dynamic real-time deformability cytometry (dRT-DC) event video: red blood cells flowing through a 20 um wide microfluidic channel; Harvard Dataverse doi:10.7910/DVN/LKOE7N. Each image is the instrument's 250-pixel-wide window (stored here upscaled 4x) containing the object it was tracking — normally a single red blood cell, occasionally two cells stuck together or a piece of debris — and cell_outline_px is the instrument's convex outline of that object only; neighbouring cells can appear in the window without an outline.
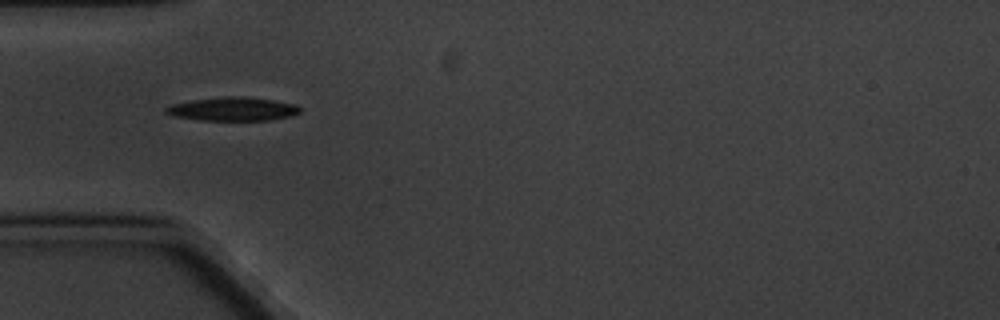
{"species": "common noctule bat (a hibernating species)", "species_latin": "Nyctalus noctula", "temperature_condition": "cold", "stored_images_in_passage": 2, "camera_frame_rate_fps": 3000, "um_per_image_px": 0.085, "animal": {"sex": "male", "body_mass_g": 20.1, "forearm_length_mm": 53.5}, "frame": {"image": 1, "passage_image": 1, "time_ms": 0.0, "image_size_px": [1000, 320], "cell_outline_px": [[300, 112], [288, 116], [268, 120], [200, 120], [176, 116], [164, 112], [164, 108], [172, 104], [192, 100], [228, 96], [240, 96], [276, 100], [296, 104], [300, 108]], "centroid_in_image_um": [19.79, 9.26], "position_along_channel_um": 65.2, "area_um2": 18.26}}